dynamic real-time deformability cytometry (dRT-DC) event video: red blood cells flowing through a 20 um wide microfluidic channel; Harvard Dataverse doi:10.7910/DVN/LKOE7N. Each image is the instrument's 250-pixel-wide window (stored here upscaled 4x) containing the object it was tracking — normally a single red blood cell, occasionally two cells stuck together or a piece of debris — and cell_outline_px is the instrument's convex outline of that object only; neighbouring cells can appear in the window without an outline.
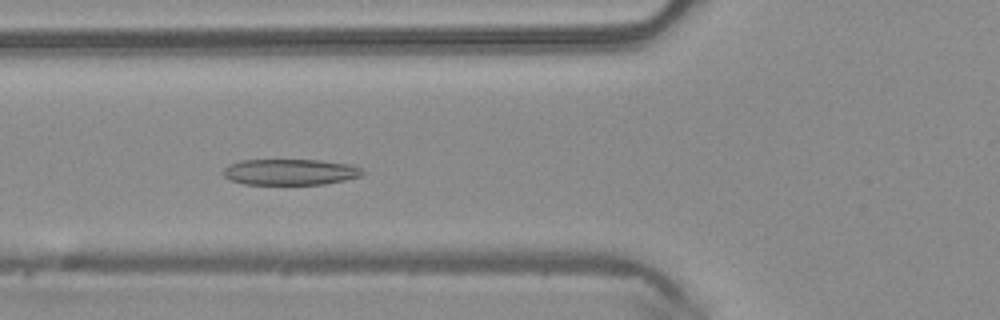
{"species": "common noctule bat (a hibernating species)", "species_latin": "Nyctalus noctula", "temperature_condition": "warm", "stored_images_in_passage": 48, "camera_frame_rate_fps": 3000, "um_per_image_px": 0.085, "animal": {"sex": "male", "body_mass_g": 20.4}, "frame": {"image": 1, "passage_image": 17, "time_ms": 5.333, "image_size_px": [1000, 320], "cell_outline_px": [[364, 172], [360, 176], [344, 180], [324, 184], [244, 184], [232, 180], [224, 176], [220, 172], [228, 164], [240, 160], [320, 160], [352, 164], [360, 168]], "centroid_in_image_um": [24.63, 14.61], "position_along_channel_um": 101.2, "area_um2": 21.15}}
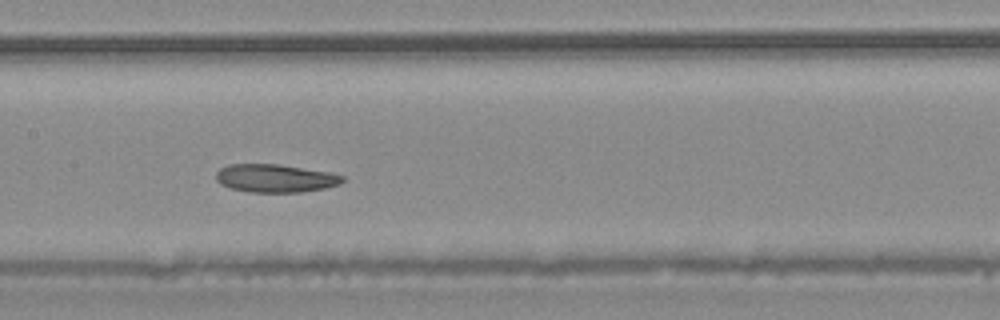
{"frame": {"image": 2, "passage_image": 23, "time_ms": 7.333, "image_size_px": [1000, 320], "cell_outline_px": [[344, 180], [340, 184], [324, 188], [300, 192], [248, 192], [228, 188], [220, 184], [216, 180], [216, 172], [220, 168], [228, 164], [280, 164], [332, 172], [344, 176]], "centroid_in_image_um": [23.39, 15.14], "position_along_channel_um": 184.0, "area_um2": 20.98}}
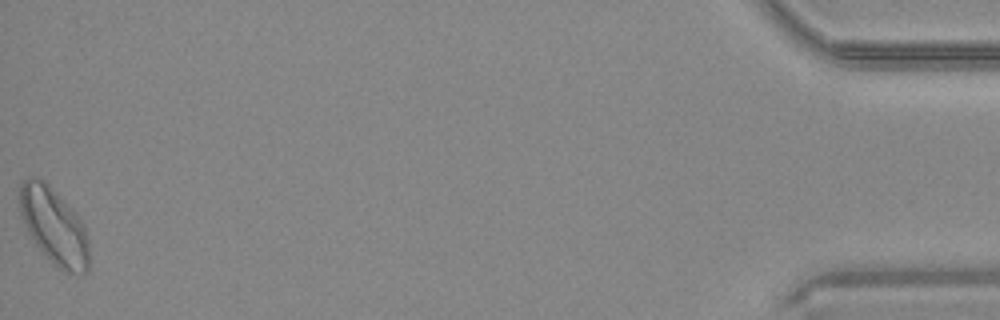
{"frame": {"image": 3, "passage_image": 48, "time_ms": 15.667, "image_size_px": [1000, 320], "cell_outline_px": [[88, 272], [68, 272], [60, 268], [36, 244], [28, 232], [20, 212], [20, 184], [28, 176], [36, 176], [44, 180], [76, 212], [84, 224], [88, 236]], "centroid_in_image_um": [4.6, 19.16], "position_along_channel_um": 430.6, "area_um2": 30.46}}